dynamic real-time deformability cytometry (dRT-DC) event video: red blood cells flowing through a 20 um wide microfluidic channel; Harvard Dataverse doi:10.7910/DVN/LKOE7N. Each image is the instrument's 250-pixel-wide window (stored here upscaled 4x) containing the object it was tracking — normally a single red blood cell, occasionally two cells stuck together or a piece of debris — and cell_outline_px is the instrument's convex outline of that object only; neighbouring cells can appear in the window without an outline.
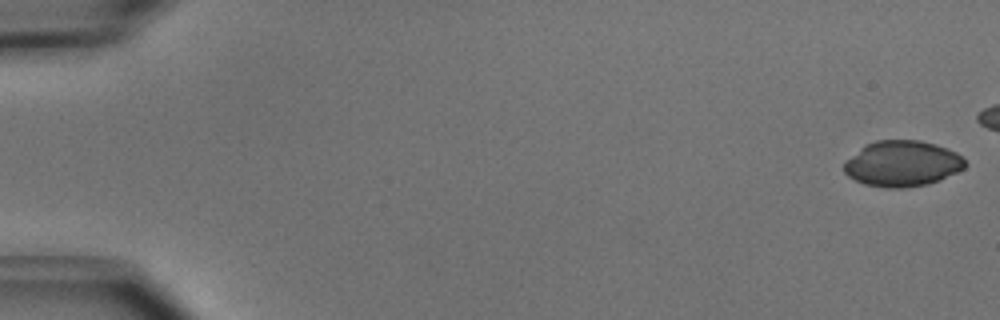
{"species": "common noctule bat (a hibernating species)", "species_latin": "Nyctalus noctula", "temperature_condition": "cold", "stored_images_in_passage": 45, "camera_frame_rate_fps": 3000, "um_per_image_px": 0.085, "animal": {"sex": "male", "body_mass_g": 15.6}, "frame": {"image": 1, "passage_image": 1, "time_ms": 0.0, "image_size_px": [1000, 320], "cell_outline_px": [[968, 164], [964, 168], [940, 180], [928, 184], [904, 188], [884, 188], [864, 184], [848, 176], [844, 172], [844, 160], [864, 144], [876, 140], [920, 140], [936, 144], [948, 148], [956, 152]], "centroid_in_image_um": [76.67, 13.9], "position_along_channel_um": 8.3, "area_um2": 32.66}}